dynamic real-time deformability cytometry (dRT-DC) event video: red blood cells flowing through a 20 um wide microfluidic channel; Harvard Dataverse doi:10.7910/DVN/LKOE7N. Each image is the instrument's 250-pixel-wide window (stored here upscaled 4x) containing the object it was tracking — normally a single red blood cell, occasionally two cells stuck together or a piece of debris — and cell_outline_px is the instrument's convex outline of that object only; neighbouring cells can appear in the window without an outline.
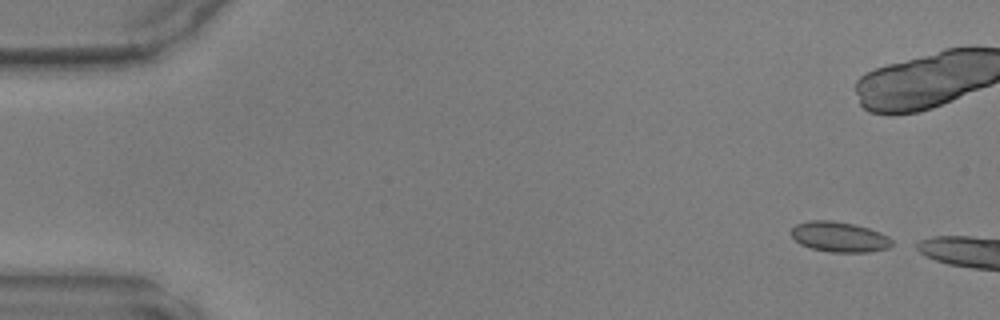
{"species": "common noctule bat (a hibernating species)", "species_latin": "Nyctalus noctula", "temperature_condition": "warm", "stored_images_in_passage": 9, "camera_frame_rate_fps": 3000, "um_per_image_px": 0.085, "animal": {"sex": "male", "body_mass_g": 17.9, "forearm_length_mm": 54.2}, "frame": {"image": 1, "passage_image": 1, "time_ms": 0.0, "image_size_px": [1000, 320], "cell_outline_px": [[892, 244], [888, 248], [872, 252], [828, 252], [812, 248], [800, 244], [792, 236], [792, 228], [796, 224], [808, 220], [832, 220], [856, 224], [880, 232], [888, 236], [892, 240]], "centroid_in_image_um": [71.35, 20.13], "position_along_channel_um": 13.6, "area_um2": 17.86}}